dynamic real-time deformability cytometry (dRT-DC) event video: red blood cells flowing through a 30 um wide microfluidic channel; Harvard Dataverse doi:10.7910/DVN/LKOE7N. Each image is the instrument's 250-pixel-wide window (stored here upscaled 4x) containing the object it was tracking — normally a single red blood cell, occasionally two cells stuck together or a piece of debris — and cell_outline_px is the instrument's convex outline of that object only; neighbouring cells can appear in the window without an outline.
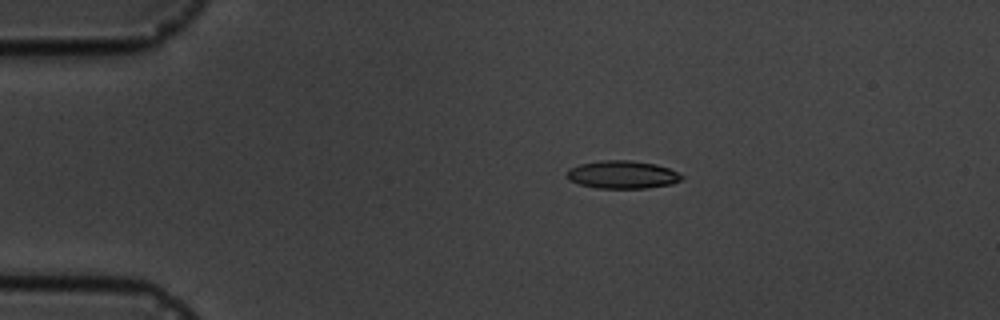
{"species": "common noctule bat (a hibernating species)", "species_latin": "Nyctalus noctula", "temperature_condition": "cold", "stored_images_in_passage": 4, "camera_frame_rate_fps": 3000, "um_per_image_px": 0.085, "animal": {"sex": "male", "body_mass_g": 19.5, "forearm_length_mm": 54.6}, "frame": {"image": 1, "passage_image": 2, "time_ms": 1.333, "image_size_px": [1000, 320], "cell_outline_px": [[684, 176], [680, 180], [672, 184], [648, 188], [596, 188], [580, 184], [568, 180], [564, 176], [568, 168], [580, 164], [604, 160], [628, 160], [656, 164], [668, 168]], "centroid_in_image_um": [52.86, 14.85], "position_along_channel_um": 32.1, "area_um2": 18.73}}
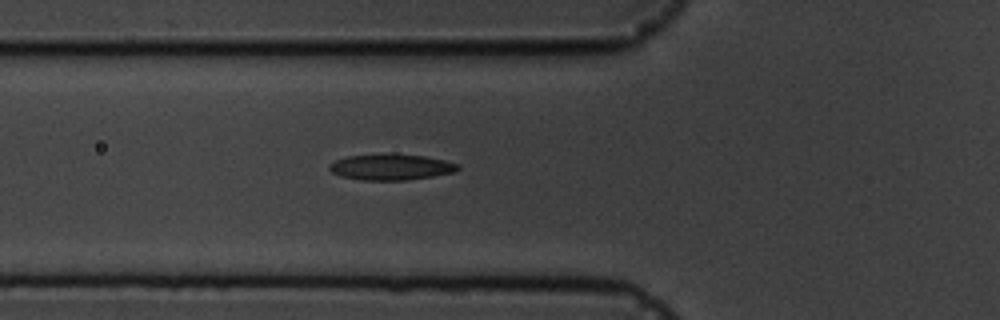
{"frame": {"image": 2, "passage_image": 4, "time_ms": 4.333, "image_size_px": [1000, 320], "cell_outline_px": [[460, 168], [456, 172], [432, 176], [404, 180], [360, 180], [340, 176], [332, 172], [328, 168], [328, 164], [336, 160], [348, 156], [424, 156], [444, 160], [460, 164]], "centroid_in_image_um": [33.25, 14.24], "position_along_channel_um": 92.6, "area_um2": 18.73}}